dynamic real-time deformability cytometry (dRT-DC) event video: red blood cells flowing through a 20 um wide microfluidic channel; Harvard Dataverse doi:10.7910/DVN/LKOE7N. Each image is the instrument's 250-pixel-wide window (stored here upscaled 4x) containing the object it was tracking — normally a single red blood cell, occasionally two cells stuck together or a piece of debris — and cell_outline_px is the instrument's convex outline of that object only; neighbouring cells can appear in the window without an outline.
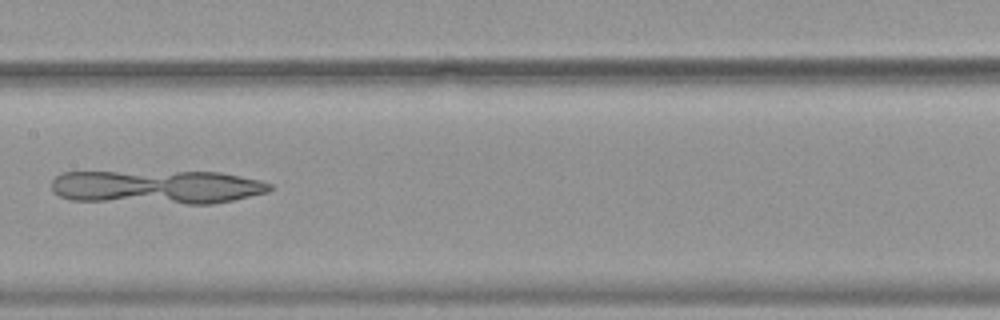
{"species": "common noctule bat (a hibernating species)", "species_latin": "Nyctalus noctula", "temperature_condition": "warm", "stored_images_in_passage": 41, "camera_frame_rate_fps": 3000, "um_per_image_px": 0.085, "animal": {"sex": "female", "body_mass_g": 19.9}, "frame": {"image": 1, "passage_image": 16, "time_ms": 5.0, "image_size_px": [1000, 320], "cell_outline_px": [[276, 188], [268, 192], [232, 200], [212, 204], [188, 204], [72, 200], [60, 196], [52, 192], [52, 180], [56, 176], [64, 172], [220, 172], [260, 180], [272, 184]], "centroid_in_image_um": [13.38, 15.9], "position_along_channel_um": 194.0, "area_um2": 43.12}}
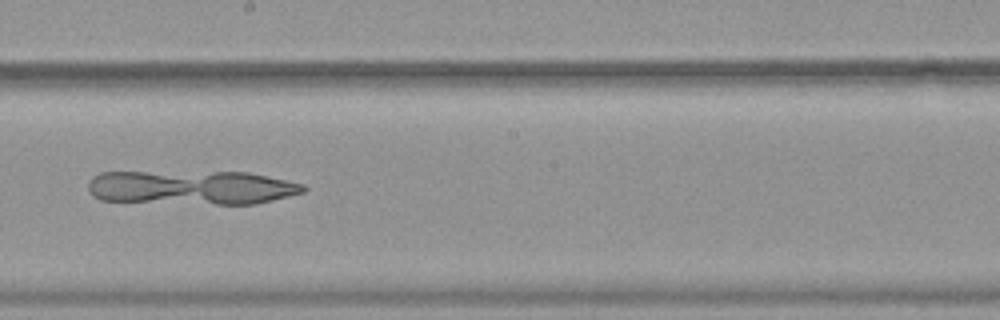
{"frame": {"image": 2, "passage_image": 19, "time_ms": 6.0, "image_size_px": [1000, 320], "cell_outline_px": [[308, 188], [304, 192], [256, 204], [216, 204], [100, 200], [92, 196], [88, 188], [88, 180], [92, 176], [100, 172], [248, 172], [304, 184]], "centroid_in_image_um": [16.27, 15.93], "position_along_channel_um": 231.9, "area_um2": 42.89}}